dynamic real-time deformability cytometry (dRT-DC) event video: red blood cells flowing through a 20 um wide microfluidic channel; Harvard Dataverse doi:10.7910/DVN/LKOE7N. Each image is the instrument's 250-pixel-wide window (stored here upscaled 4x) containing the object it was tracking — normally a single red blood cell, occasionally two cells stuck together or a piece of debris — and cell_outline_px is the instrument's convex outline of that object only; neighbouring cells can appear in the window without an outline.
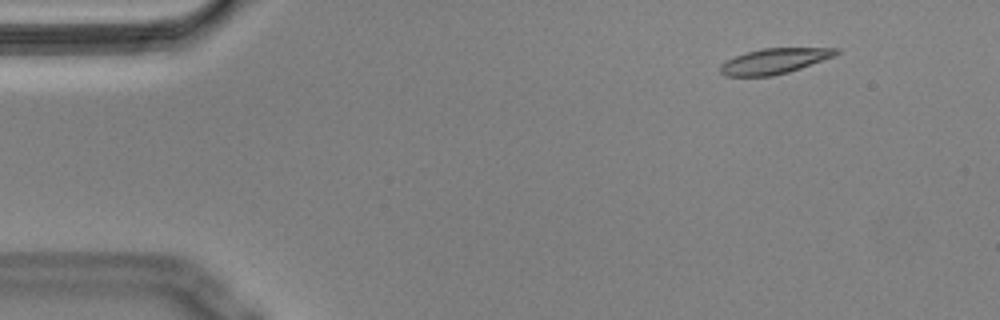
{"species": "Egyptian fruit bat (a non-hibernating species)", "species_latin": "Rousettus aegyptiacus", "temperature_condition": "cold", "stored_images_in_passage": 52, "segment_of_instrument_passage": [1, 2], "camera_frame_rate_fps": 3000, "um_per_image_px": 0.085, "animal": {"sex": "male"}, "frame": {"image": 1, "passage_image": 2, "time_ms": 0.333, "image_size_px": [1000, 320], "cell_outline_px": [[840, 52], [836, 56], [788, 72], [772, 76], [724, 76], [720, 72], [720, 64], [736, 56], [748, 52], [764, 48], [840, 48]], "centroid_in_image_um": [65.85, 5.19], "position_along_channel_um": 19.1, "area_um2": 17.05}}
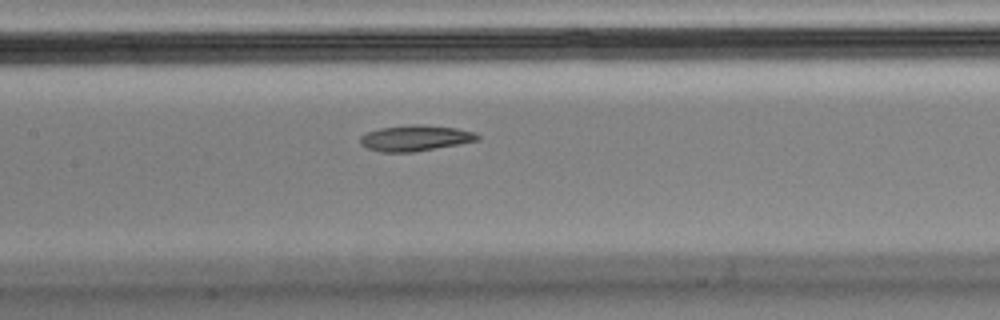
{"frame": {"image": 2, "passage_image": 22, "time_ms": 7.0, "image_size_px": [1000, 320], "cell_outline_px": [[480, 140], [412, 152], [380, 152], [368, 148], [360, 144], [360, 136], [368, 132], [380, 128], [408, 124], [420, 124], [456, 128], [472, 132], [480, 136]], "centroid_in_image_um": [35.27, 11.73], "position_along_channel_um": 172.1, "area_um2": 17.51}}
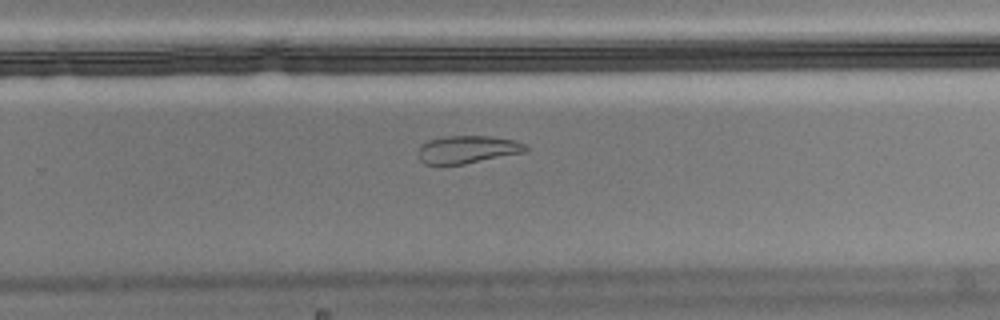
{"frame": {"image": 3, "passage_image": 32, "time_ms": 10.333, "image_size_px": [1000, 320], "cell_outline_px": [[528, 152], [464, 164], [424, 164], [420, 160], [416, 152], [420, 144], [428, 140], [444, 136], [492, 136], [516, 140], [524, 144], [528, 148]], "centroid_in_image_um": [39.73, 12.7], "position_along_channel_um": 290.1, "area_um2": 17.69}}